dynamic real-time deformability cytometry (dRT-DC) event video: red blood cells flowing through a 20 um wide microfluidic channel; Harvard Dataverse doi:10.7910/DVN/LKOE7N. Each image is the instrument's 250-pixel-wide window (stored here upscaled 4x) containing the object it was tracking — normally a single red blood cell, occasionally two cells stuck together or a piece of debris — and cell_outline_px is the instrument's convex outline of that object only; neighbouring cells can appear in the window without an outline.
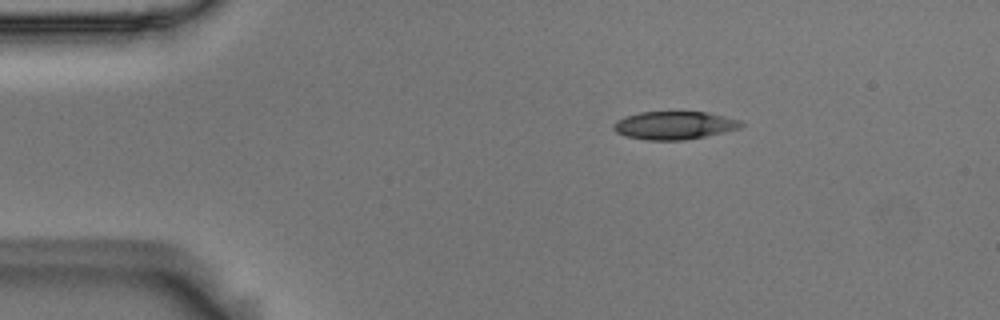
{"species": "Egyptian fruit bat (a non-hibernating species)", "species_latin": "Rousettus aegyptiacus", "temperature_condition": "room temperature", "stored_images_in_passage": 46, "camera_frame_rate_fps": 3000, "um_per_image_px": 0.085, "animal": {"sex": "male"}, "frame": {"image": 1, "passage_image": 1, "time_ms": 0.0, "image_size_px": [1000, 320], "cell_outline_px": [[744, 124], [740, 128], [724, 132], [684, 140], [648, 140], [624, 136], [616, 132], [612, 128], [612, 124], [616, 120], [624, 116], [640, 112], [708, 112], [740, 120]], "centroid_in_image_um": [57.27, 10.65], "position_along_channel_um": 27.7, "area_um2": 20.92}}
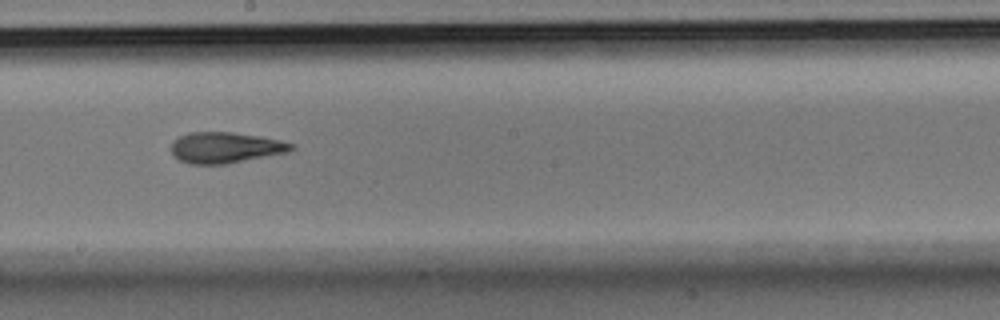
{"frame": {"image": 2, "passage_image": 22, "time_ms": 7.0, "image_size_px": [1000, 320], "cell_outline_px": [[296, 148], [288, 152], [228, 164], [188, 164], [172, 156], [172, 140], [188, 132], [232, 132], [260, 136], [280, 140], [296, 144]], "centroid_in_image_um": [19.17, 12.55], "position_along_channel_um": 229.0, "area_um2": 21.91}}
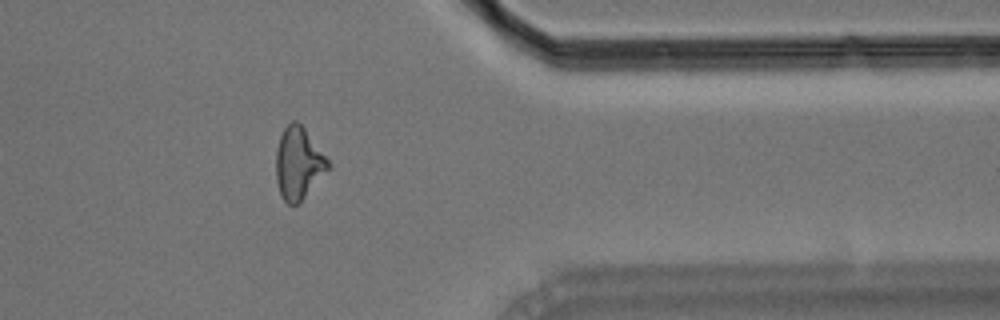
{"frame": {"image": 3, "passage_image": 36, "time_ms": 11.667, "image_size_px": [1000, 320], "cell_outline_px": [[332, 164], [300, 204], [288, 204], [280, 196], [276, 180], [276, 148], [280, 136], [284, 128], [292, 120], [296, 120], [304, 128]], "centroid_in_image_um": [25.36, 13.9], "position_along_channel_um": 386.0, "area_um2": 21.96}, "authors_computed_cell_mechanics": {"area_um2": 21.5883, "velocity_mm_per_s": 3.6784, "shape_relaxation_time_tau1_ms": 5.5112, "shape_relaxation_time_tau2_ms": 2.7152, "deformation_change_tau1": 0.1951, "deformation_change_tau2": 0.1268}}